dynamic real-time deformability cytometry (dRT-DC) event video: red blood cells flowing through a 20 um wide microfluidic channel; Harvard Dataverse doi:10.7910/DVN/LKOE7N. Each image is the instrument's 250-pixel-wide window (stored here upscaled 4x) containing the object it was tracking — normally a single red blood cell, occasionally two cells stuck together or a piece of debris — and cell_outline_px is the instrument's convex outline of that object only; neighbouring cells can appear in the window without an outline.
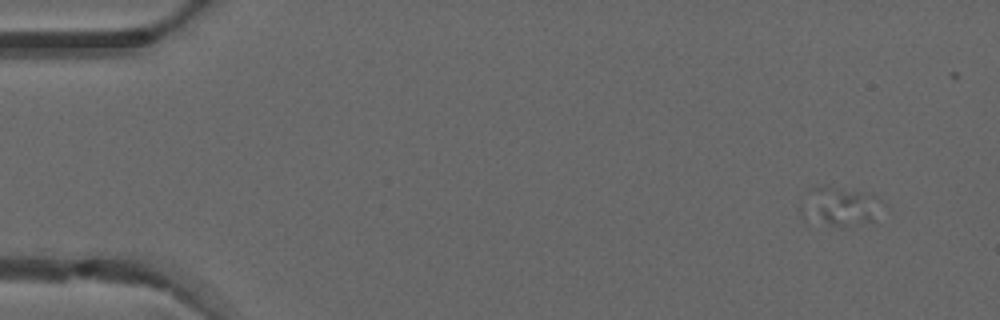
{"species": "common noctule bat (a hibernating species)", "species_latin": "Nyctalus noctula", "temperature_condition": "warm", "stored_images_in_passage": 5, "camera_frame_rate_fps": 3000, "um_per_image_px": 0.085, "animal": {"sex": "male", "forearm_length_mm": 52.5}, "frame": {"image": 1, "passage_image": 2, "time_ms": 0.333, "image_size_px": [1000, 320], "cell_outline_px": [[872, 220], [844, 228], [840, 228], [804, 220], [800, 212], [800, 208], [812, 188], [832, 188], [864, 192]], "centroid_in_image_um": [71.04, 17.64], "position_along_channel_um": 14.0, "area_um2": 16.24}}
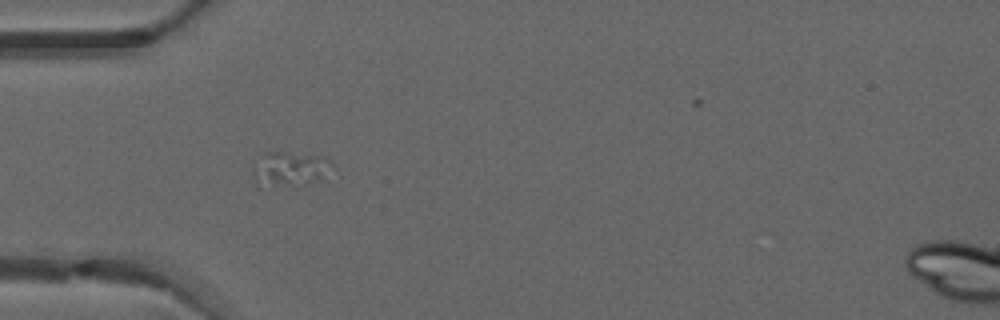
{"frame": {"image": 2, "passage_image": 5, "time_ms": 1.333, "image_size_px": [1000, 320], "cell_outline_px": [[332, 164], [320, 176], [296, 188], [260, 188], [252, 172], [252, 168], [256, 156], [264, 152], [284, 152], [324, 156]], "centroid_in_image_um": [24.45, 14.38], "position_along_channel_um": 60.5, "area_um2": 16.3}}